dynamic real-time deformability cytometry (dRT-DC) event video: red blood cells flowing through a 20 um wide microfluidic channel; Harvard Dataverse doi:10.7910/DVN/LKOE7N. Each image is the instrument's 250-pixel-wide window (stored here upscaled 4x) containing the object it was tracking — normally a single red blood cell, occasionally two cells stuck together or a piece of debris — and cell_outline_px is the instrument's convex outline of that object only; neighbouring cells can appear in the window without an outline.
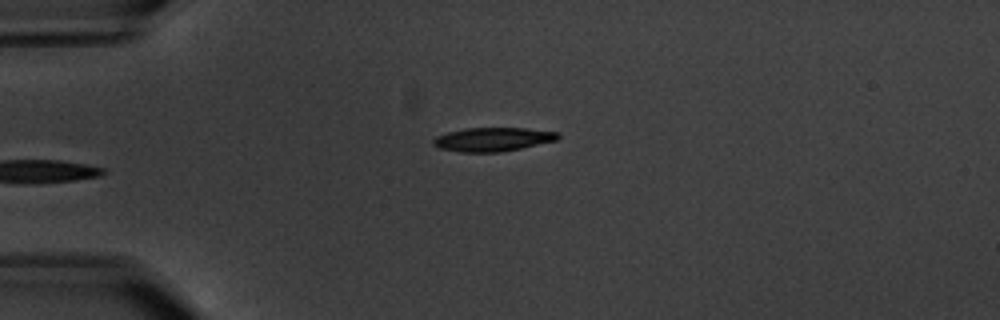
{"species": "common noctule bat (a hibernating species)", "species_latin": "Nyctalus noctula", "temperature_condition": "warm", "stored_images_in_passage": 6, "camera_frame_rate_fps": 3000, "um_per_image_px": 0.085, "animal": {"sex": "male", "body_mass_g": 20.1, "forearm_length_mm": 53.5}, "frame": {"image": 1, "passage_image": 6, "time_ms": 6.333, "image_size_px": [1000, 320], "cell_outline_px": [[560, 136], [556, 140], [520, 148], [500, 152], [460, 152], [440, 148], [432, 144], [432, 140], [436, 136], [448, 132], [464, 128], [524, 128], [560, 132]], "centroid_in_image_um": [41.87, 11.84], "position_along_channel_um": 43.1, "area_um2": 17.22}}